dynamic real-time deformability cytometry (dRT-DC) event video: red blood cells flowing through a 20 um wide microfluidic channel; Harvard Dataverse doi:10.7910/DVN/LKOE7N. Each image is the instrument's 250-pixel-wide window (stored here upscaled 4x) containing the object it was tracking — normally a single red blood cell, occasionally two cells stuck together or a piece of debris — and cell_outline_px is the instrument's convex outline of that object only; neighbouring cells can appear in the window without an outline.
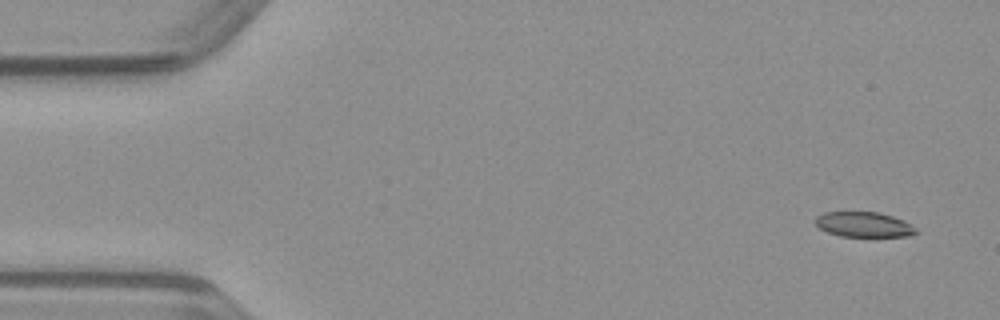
{"species": "common noctule bat (a hibernating species)", "species_latin": "Nyctalus noctula", "temperature_condition": "warm", "stored_images_in_passage": 48, "camera_frame_rate_fps": 3000, "um_per_image_px": 0.085, "animal": {"sex": "male", "body_mass_g": 23.1, "forearm_length_mm": 52.7}, "frame": {"image": 1, "passage_image": 1, "time_ms": 0.0, "image_size_px": [1000, 320], "cell_outline_px": [[920, 232], [908, 236], [840, 236], [828, 232], [820, 228], [816, 224], [816, 216], [824, 212], [876, 212], [892, 216], [904, 220], [916, 228]], "centroid_in_image_um": [73.45, 19.08], "position_along_channel_um": 11.6, "area_um2": 14.62}}
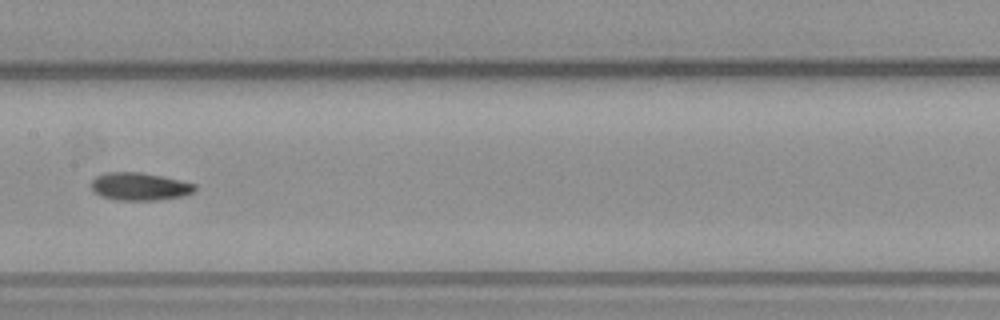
{"frame": {"image": 2, "passage_image": 23, "time_ms": 7.333, "image_size_px": [1000, 320], "cell_outline_px": [[196, 188], [192, 192], [184, 196], [156, 200], [116, 200], [100, 196], [92, 188], [92, 180], [96, 176], [104, 172], [140, 172], [164, 176], [196, 184]], "centroid_in_image_um": [11.87, 15.84], "position_along_channel_um": 195.5, "area_um2": 16.82}}
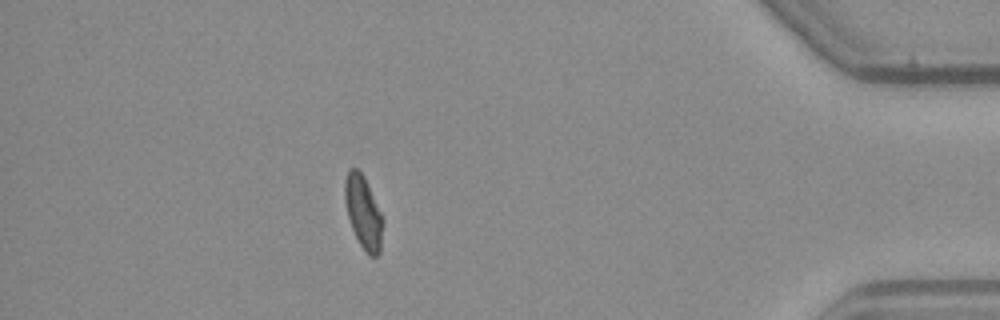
{"frame": {"image": 3, "passage_image": 42, "time_ms": 13.667, "image_size_px": [1000, 320], "cell_outline_px": [[384, 220], [380, 252], [376, 256], [368, 256], [360, 244], [352, 228], [348, 216], [344, 200], [344, 180], [348, 168], [356, 168], [364, 176]], "centroid_in_image_um": [30.88, 18.04], "position_along_channel_um": 404.3, "area_um2": 16.18}}